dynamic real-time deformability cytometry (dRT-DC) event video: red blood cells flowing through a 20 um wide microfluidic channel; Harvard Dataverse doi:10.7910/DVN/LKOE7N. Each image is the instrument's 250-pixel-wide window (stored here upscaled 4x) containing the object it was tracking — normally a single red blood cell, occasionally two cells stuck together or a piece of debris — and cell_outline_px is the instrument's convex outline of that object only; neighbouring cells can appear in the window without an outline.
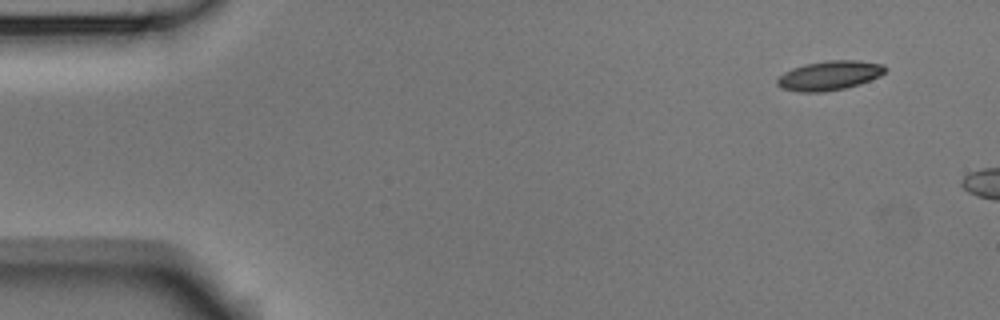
{"species": "Egyptian fruit bat (a non-hibernating species)", "species_latin": "Rousettus aegyptiacus", "temperature_condition": "room temperature", "stored_images_in_passage": 2, "camera_frame_rate_fps": 3000, "um_per_image_px": 0.085, "animal": {"sex": "male"}, "frame": {"image": 1, "passage_image": 1, "time_ms": 0.0, "image_size_px": [1000, 320], "cell_outline_px": [[888, 68], [880, 76], [860, 84], [844, 88], [824, 92], [800, 92], [780, 88], [776, 84], [776, 80], [784, 72], [792, 68], [804, 64], [828, 60], [856, 60], [884, 64]], "centroid_in_image_um": [70.49, 6.41], "position_along_channel_um": 14.5, "area_um2": 18.61}}